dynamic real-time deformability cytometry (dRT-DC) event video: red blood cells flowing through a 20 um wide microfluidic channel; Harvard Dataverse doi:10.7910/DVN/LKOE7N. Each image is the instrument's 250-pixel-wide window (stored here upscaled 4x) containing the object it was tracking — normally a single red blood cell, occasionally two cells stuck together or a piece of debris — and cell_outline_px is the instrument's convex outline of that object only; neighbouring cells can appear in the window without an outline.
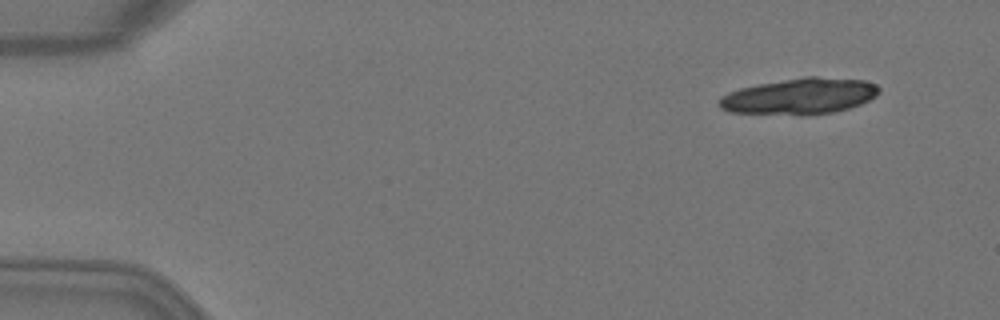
{"species": "Egyptian fruit bat (a non-hibernating species)", "species_latin": "Rousettus aegyptiacus", "temperature_condition": "warm", "stored_images_in_passage": 5, "camera_frame_rate_fps": 3000, "um_per_image_px": 0.085, "animal": {"sex": "female"}, "frame": {"image": 1, "passage_image": 2, "time_ms": 0.333, "image_size_px": [1000, 320], "cell_outline_px": [[880, 92], [876, 96], [860, 104], [848, 108], [832, 112], [804, 116], [800, 116], [728, 112], [720, 108], [716, 104], [716, 100], [720, 96], [728, 92], [740, 88], [760, 84], [804, 76], [816, 76], [864, 80], [876, 84], [880, 88]], "centroid_in_image_um": [67.92, 8.19], "position_along_channel_um": 17.1, "area_um2": 34.16}}